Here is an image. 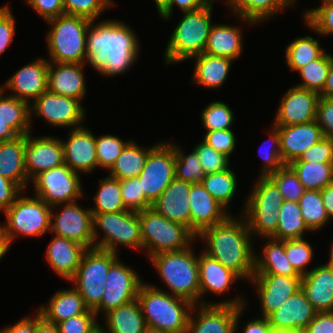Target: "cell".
<instances>
[{"mask_svg": "<svg viewBox=\"0 0 333 333\" xmlns=\"http://www.w3.org/2000/svg\"><path fill=\"white\" fill-rule=\"evenodd\" d=\"M276 232L271 236L278 240L302 239L309 229L303 221L298 202L284 200L279 211Z\"/></svg>", "mask_w": 333, "mask_h": 333, "instance_id": "cell-38", "label": "cell"}, {"mask_svg": "<svg viewBox=\"0 0 333 333\" xmlns=\"http://www.w3.org/2000/svg\"><path fill=\"white\" fill-rule=\"evenodd\" d=\"M149 259L171 290V295L200 305L198 257L191 246L180 251L162 252Z\"/></svg>", "mask_w": 333, "mask_h": 333, "instance_id": "cell-4", "label": "cell"}, {"mask_svg": "<svg viewBox=\"0 0 333 333\" xmlns=\"http://www.w3.org/2000/svg\"><path fill=\"white\" fill-rule=\"evenodd\" d=\"M202 141L229 158L236 147V137L231 129L207 131Z\"/></svg>", "mask_w": 333, "mask_h": 333, "instance_id": "cell-59", "label": "cell"}, {"mask_svg": "<svg viewBox=\"0 0 333 333\" xmlns=\"http://www.w3.org/2000/svg\"><path fill=\"white\" fill-rule=\"evenodd\" d=\"M230 7L249 26L263 22L285 8L279 0H235Z\"/></svg>", "mask_w": 333, "mask_h": 333, "instance_id": "cell-40", "label": "cell"}, {"mask_svg": "<svg viewBox=\"0 0 333 333\" xmlns=\"http://www.w3.org/2000/svg\"><path fill=\"white\" fill-rule=\"evenodd\" d=\"M298 204L303 221L311 232L322 229L330 220L320 190H305Z\"/></svg>", "mask_w": 333, "mask_h": 333, "instance_id": "cell-43", "label": "cell"}, {"mask_svg": "<svg viewBox=\"0 0 333 333\" xmlns=\"http://www.w3.org/2000/svg\"><path fill=\"white\" fill-rule=\"evenodd\" d=\"M19 135L5 122H0V142L9 141L17 138Z\"/></svg>", "mask_w": 333, "mask_h": 333, "instance_id": "cell-72", "label": "cell"}, {"mask_svg": "<svg viewBox=\"0 0 333 333\" xmlns=\"http://www.w3.org/2000/svg\"><path fill=\"white\" fill-rule=\"evenodd\" d=\"M275 127L279 130L281 158L285 165L298 159L303 152L324 138L317 120L304 124Z\"/></svg>", "mask_w": 333, "mask_h": 333, "instance_id": "cell-25", "label": "cell"}, {"mask_svg": "<svg viewBox=\"0 0 333 333\" xmlns=\"http://www.w3.org/2000/svg\"><path fill=\"white\" fill-rule=\"evenodd\" d=\"M169 143L175 149V178L191 184L201 183L206 173L195 148L190 154L184 155L183 149L179 148L175 143Z\"/></svg>", "mask_w": 333, "mask_h": 333, "instance_id": "cell-47", "label": "cell"}, {"mask_svg": "<svg viewBox=\"0 0 333 333\" xmlns=\"http://www.w3.org/2000/svg\"><path fill=\"white\" fill-rule=\"evenodd\" d=\"M59 206L64 207L58 214H54L52 208L50 232L73 240L86 249L95 248L91 210L81 208L76 201Z\"/></svg>", "mask_w": 333, "mask_h": 333, "instance_id": "cell-15", "label": "cell"}, {"mask_svg": "<svg viewBox=\"0 0 333 333\" xmlns=\"http://www.w3.org/2000/svg\"><path fill=\"white\" fill-rule=\"evenodd\" d=\"M320 192L327 215L331 220L333 218V182L320 190Z\"/></svg>", "mask_w": 333, "mask_h": 333, "instance_id": "cell-69", "label": "cell"}, {"mask_svg": "<svg viewBox=\"0 0 333 333\" xmlns=\"http://www.w3.org/2000/svg\"><path fill=\"white\" fill-rule=\"evenodd\" d=\"M22 193V190L12 181L0 175V210L5 212Z\"/></svg>", "mask_w": 333, "mask_h": 333, "instance_id": "cell-65", "label": "cell"}, {"mask_svg": "<svg viewBox=\"0 0 333 333\" xmlns=\"http://www.w3.org/2000/svg\"><path fill=\"white\" fill-rule=\"evenodd\" d=\"M117 259V253L99 248L86 249L83 253L79 267L69 281L74 282V288L90 310L100 304L110 266Z\"/></svg>", "mask_w": 333, "mask_h": 333, "instance_id": "cell-9", "label": "cell"}, {"mask_svg": "<svg viewBox=\"0 0 333 333\" xmlns=\"http://www.w3.org/2000/svg\"><path fill=\"white\" fill-rule=\"evenodd\" d=\"M318 125L324 137L333 139V98L320 97L317 105Z\"/></svg>", "mask_w": 333, "mask_h": 333, "instance_id": "cell-62", "label": "cell"}, {"mask_svg": "<svg viewBox=\"0 0 333 333\" xmlns=\"http://www.w3.org/2000/svg\"><path fill=\"white\" fill-rule=\"evenodd\" d=\"M64 14L80 16L95 21L106 9L113 6L112 0H63Z\"/></svg>", "mask_w": 333, "mask_h": 333, "instance_id": "cell-55", "label": "cell"}, {"mask_svg": "<svg viewBox=\"0 0 333 333\" xmlns=\"http://www.w3.org/2000/svg\"><path fill=\"white\" fill-rule=\"evenodd\" d=\"M102 325L97 326L91 333H107Z\"/></svg>", "mask_w": 333, "mask_h": 333, "instance_id": "cell-76", "label": "cell"}, {"mask_svg": "<svg viewBox=\"0 0 333 333\" xmlns=\"http://www.w3.org/2000/svg\"><path fill=\"white\" fill-rule=\"evenodd\" d=\"M94 23L91 21L86 34V63L108 77L127 72L140 52L133 29L118 20Z\"/></svg>", "mask_w": 333, "mask_h": 333, "instance_id": "cell-1", "label": "cell"}, {"mask_svg": "<svg viewBox=\"0 0 333 333\" xmlns=\"http://www.w3.org/2000/svg\"><path fill=\"white\" fill-rule=\"evenodd\" d=\"M85 64L49 62L48 91L81 99L86 95Z\"/></svg>", "mask_w": 333, "mask_h": 333, "instance_id": "cell-27", "label": "cell"}, {"mask_svg": "<svg viewBox=\"0 0 333 333\" xmlns=\"http://www.w3.org/2000/svg\"><path fill=\"white\" fill-rule=\"evenodd\" d=\"M64 164L73 172L91 173L98 167L96 141L90 129L72 128L67 141H62Z\"/></svg>", "mask_w": 333, "mask_h": 333, "instance_id": "cell-21", "label": "cell"}, {"mask_svg": "<svg viewBox=\"0 0 333 333\" xmlns=\"http://www.w3.org/2000/svg\"><path fill=\"white\" fill-rule=\"evenodd\" d=\"M271 333H304V331H288V330L272 329Z\"/></svg>", "mask_w": 333, "mask_h": 333, "instance_id": "cell-74", "label": "cell"}, {"mask_svg": "<svg viewBox=\"0 0 333 333\" xmlns=\"http://www.w3.org/2000/svg\"><path fill=\"white\" fill-rule=\"evenodd\" d=\"M301 289L317 312L333 311V267L317 265L302 276Z\"/></svg>", "mask_w": 333, "mask_h": 333, "instance_id": "cell-28", "label": "cell"}, {"mask_svg": "<svg viewBox=\"0 0 333 333\" xmlns=\"http://www.w3.org/2000/svg\"><path fill=\"white\" fill-rule=\"evenodd\" d=\"M24 158L29 181L43 171L63 165L64 155L61 139L51 136L32 138L31 132L28 133L24 147Z\"/></svg>", "mask_w": 333, "mask_h": 333, "instance_id": "cell-20", "label": "cell"}, {"mask_svg": "<svg viewBox=\"0 0 333 333\" xmlns=\"http://www.w3.org/2000/svg\"><path fill=\"white\" fill-rule=\"evenodd\" d=\"M201 119L206 131L229 130L234 121V114L226 103L214 101L201 112Z\"/></svg>", "mask_w": 333, "mask_h": 333, "instance_id": "cell-49", "label": "cell"}, {"mask_svg": "<svg viewBox=\"0 0 333 333\" xmlns=\"http://www.w3.org/2000/svg\"><path fill=\"white\" fill-rule=\"evenodd\" d=\"M256 182L245 201L244 209L280 211L284 198L278 187L268 177L259 176Z\"/></svg>", "mask_w": 333, "mask_h": 333, "instance_id": "cell-41", "label": "cell"}, {"mask_svg": "<svg viewBox=\"0 0 333 333\" xmlns=\"http://www.w3.org/2000/svg\"><path fill=\"white\" fill-rule=\"evenodd\" d=\"M190 189L191 183L175 178L152 203L151 208L166 219L190 229Z\"/></svg>", "mask_w": 333, "mask_h": 333, "instance_id": "cell-26", "label": "cell"}, {"mask_svg": "<svg viewBox=\"0 0 333 333\" xmlns=\"http://www.w3.org/2000/svg\"><path fill=\"white\" fill-rule=\"evenodd\" d=\"M285 254L291 265L301 275H306L309 271L306 266L312 261L313 249L305 239L284 240Z\"/></svg>", "mask_w": 333, "mask_h": 333, "instance_id": "cell-53", "label": "cell"}, {"mask_svg": "<svg viewBox=\"0 0 333 333\" xmlns=\"http://www.w3.org/2000/svg\"><path fill=\"white\" fill-rule=\"evenodd\" d=\"M197 307L196 317L190 312L186 333H236L245 306L198 304Z\"/></svg>", "mask_w": 333, "mask_h": 333, "instance_id": "cell-16", "label": "cell"}, {"mask_svg": "<svg viewBox=\"0 0 333 333\" xmlns=\"http://www.w3.org/2000/svg\"><path fill=\"white\" fill-rule=\"evenodd\" d=\"M42 317L39 311L31 318L26 316L15 324L4 327L0 333H34L37 321Z\"/></svg>", "mask_w": 333, "mask_h": 333, "instance_id": "cell-67", "label": "cell"}, {"mask_svg": "<svg viewBox=\"0 0 333 333\" xmlns=\"http://www.w3.org/2000/svg\"><path fill=\"white\" fill-rule=\"evenodd\" d=\"M93 214V236L95 248L117 253V245L142 248L141 224L139 212L120 211ZM98 229L104 232L103 238L98 239Z\"/></svg>", "mask_w": 333, "mask_h": 333, "instance_id": "cell-8", "label": "cell"}, {"mask_svg": "<svg viewBox=\"0 0 333 333\" xmlns=\"http://www.w3.org/2000/svg\"><path fill=\"white\" fill-rule=\"evenodd\" d=\"M48 67L47 59H36L19 69L1 88L10 89L12 96L30 103L48 91Z\"/></svg>", "mask_w": 333, "mask_h": 333, "instance_id": "cell-23", "label": "cell"}, {"mask_svg": "<svg viewBox=\"0 0 333 333\" xmlns=\"http://www.w3.org/2000/svg\"><path fill=\"white\" fill-rule=\"evenodd\" d=\"M199 267V287H200V304H232L238 307L245 306V300L240 297L235 299L224 300L216 303L204 302L202 295L206 292H211L214 295H221L228 292L231 284L241 278L232 270L226 268L218 260L210 257L204 251L198 257ZM203 300V301H202Z\"/></svg>", "mask_w": 333, "mask_h": 333, "instance_id": "cell-18", "label": "cell"}, {"mask_svg": "<svg viewBox=\"0 0 333 333\" xmlns=\"http://www.w3.org/2000/svg\"><path fill=\"white\" fill-rule=\"evenodd\" d=\"M208 3V0H166L158 9V12L161 18L168 20L173 13V6L175 4L182 12H193L201 9Z\"/></svg>", "mask_w": 333, "mask_h": 333, "instance_id": "cell-64", "label": "cell"}, {"mask_svg": "<svg viewBox=\"0 0 333 333\" xmlns=\"http://www.w3.org/2000/svg\"><path fill=\"white\" fill-rule=\"evenodd\" d=\"M320 94L294 86L286 91L274 120V126H290L309 123L317 118Z\"/></svg>", "mask_w": 333, "mask_h": 333, "instance_id": "cell-17", "label": "cell"}, {"mask_svg": "<svg viewBox=\"0 0 333 333\" xmlns=\"http://www.w3.org/2000/svg\"><path fill=\"white\" fill-rule=\"evenodd\" d=\"M85 250L81 244L55 235L48 244L46 261L61 278L70 280L77 271Z\"/></svg>", "mask_w": 333, "mask_h": 333, "instance_id": "cell-29", "label": "cell"}, {"mask_svg": "<svg viewBox=\"0 0 333 333\" xmlns=\"http://www.w3.org/2000/svg\"><path fill=\"white\" fill-rule=\"evenodd\" d=\"M157 10L166 2V0H154Z\"/></svg>", "mask_w": 333, "mask_h": 333, "instance_id": "cell-79", "label": "cell"}, {"mask_svg": "<svg viewBox=\"0 0 333 333\" xmlns=\"http://www.w3.org/2000/svg\"><path fill=\"white\" fill-rule=\"evenodd\" d=\"M26 135L0 142V175L15 183L22 191L28 185L24 147Z\"/></svg>", "mask_w": 333, "mask_h": 333, "instance_id": "cell-30", "label": "cell"}, {"mask_svg": "<svg viewBox=\"0 0 333 333\" xmlns=\"http://www.w3.org/2000/svg\"><path fill=\"white\" fill-rule=\"evenodd\" d=\"M194 148L206 174L222 172L229 169V157L216 151L205 142L201 141Z\"/></svg>", "mask_w": 333, "mask_h": 333, "instance_id": "cell-56", "label": "cell"}, {"mask_svg": "<svg viewBox=\"0 0 333 333\" xmlns=\"http://www.w3.org/2000/svg\"><path fill=\"white\" fill-rule=\"evenodd\" d=\"M138 178L145 198L152 204L175 179V149L160 142L149 152Z\"/></svg>", "mask_w": 333, "mask_h": 333, "instance_id": "cell-12", "label": "cell"}, {"mask_svg": "<svg viewBox=\"0 0 333 333\" xmlns=\"http://www.w3.org/2000/svg\"><path fill=\"white\" fill-rule=\"evenodd\" d=\"M34 333H60L56 324L46 321L41 317L36 324Z\"/></svg>", "mask_w": 333, "mask_h": 333, "instance_id": "cell-70", "label": "cell"}, {"mask_svg": "<svg viewBox=\"0 0 333 333\" xmlns=\"http://www.w3.org/2000/svg\"><path fill=\"white\" fill-rule=\"evenodd\" d=\"M22 195V196H21ZM52 207L37 196L20 194L4 212L6 231L12 244L18 234L40 237L51 229Z\"/></svg>", "mask_w": 333, "mask_h": 333, "instance_id": "cell-10", "label": "cell"}, {"mask_svg": "<svg viewBox=\"0 0 333 333\" xmlns=\"http://www.w3.org/2000/svg\"><path fill=\"white\" fill-rule=\"evenodd\" d=\"M268 240L263 254L255 255L254 274H274L282 276H301L291 265L285 254L284 240L265 237Z\"/></svg>", "mask_w": 333, "mask_h": 333, "instance_id": "cell-33", "label": "cell"}, {"mask_svg": "<svg viewBox=\"0 0 333 333\" xmlns=\"http://www.w3.org/2000/svg\"><path fill=\"white\" fill-rule=\"evenodd\" d=\"M79 175L66 164L43 171L31 180L35 196L52 208L77 201L83 197Z\"/></svg>", "mask_w": 333, "mask_h": 333, "instance_id": "cell-11", "label": "cell"}, {"mask_svg": "<svg viewBox=\"0 0 333 333\" xmlns=\"http://www.w3.org/2000/svg\"><path fill=\"white\" fill-rule=\"evenodd\" d=\"M235 0H227L226 3L230 6Z\"/></svg>", "mask_w": 333, "mask_h": 333, "instance_id": "cell-80", "label": "cell"}, {"mask_svg": "<svg viewBox=\"0 0 333 333\" xmlns=\"http://www.w3.org/2000/svg\"><path fill=\"white\" fill-rule=\"evenodd\" d=\"M243 217V218H242ZM225 221L203 230L197 237L205 241L203 251L218 260L241 279L250 280L254 275L255 253L252 238L244 216Z\"/></svg>", "mask_w": 333, "mask_h": 333, "instance_id": "cell-2", "label": "cell"}, {"mask_svg": "<svg viewBox=\"0 0 333 333\" xmlns=\"http://www.w3.org/2000/svg\"><path fill=\"white\" fill-rule=\"evenodd\" d=\"M195 60L192 82L206 88H218L225 82L233 59L213 56L205 52L192 57Z\"/></svg>", "mask_w": 333, "mask_h": 333, "instance_id": "cell-34", "label": "cell"}, {"mask_svg": "<svg viewBox=\"0 0 333 333\" xmlns=\"http://www.w3.org/2000/svg\"><path fill=\"white\" fill-rule=\"evenodd\" d=\"M120 187L122 201L127 210L141 212L152 206L144 196L138 177L120 180Z\"/></svg>", "mask_w": 333, "mask_h": 333, "instance_id": "cell-54", "label": "cell"}, {"mask_svg": "<svg viewBox=\"0 0 333 333\" xmlns=\"http://www.w3.org/2000/svg\"><path fill=\"white\" fill-rule=\"evenodd\" d=\"M142 284L135 270L117 259L107 274L103 298L93 311L98 316L100 312L106 314L112 309L134 301Z\"/></svg>", "mask_w": 333, "mask_h": 333, "instance_id": "cell-13", "label": "cell"}, {"mask_svg": "<svg viewBox=\"0 0 333 333\" xmlns=\"http://www.w3.org/2000/svg\"><path fill=\"white\" fill-rule=\"evenodd\" d=\"M139 218L143 249L148 251L149 258L186 249L197 238L188 227L166 219L151 207L139 212Z\"/></svg>", "mask_w": 333, "mask_h": 333, "instance_id": "cell-7", "label": "cell"}, {"mask_svg": "<svg viewBox=\"0 0 333 333\" xmlns=\"http://www.w3.org/2000/svg\"><path fill=\"white\" fill-rule=\"evenodd\" d=\"M316 314L317 311L300 289L267 318L272 329L304 331Z\"/></svg>", "mask_w": 333, "mask_h": 333, "instance_id": "cell-24", "label": "cell"}, {"mask_svg": "<svg viewBox=\"0 0 333 333\" xmlns=\"http://www.w3.org/2000/svg\"><path fill=\"white\" fill-rule=\"evenodd\" d=\"M267 177L278 187L284 200L298 202L305 191L297 174L289 165L283 166Z\"/></svg>", "mask_w": 333, "mask_h": 333, "instance_id": "cell-50", "label": "cell"}, {"mask_svg": "<svg viewBox=\"0 0 333 333\" xmlns=\"http://www.w3.org/2000/svg\"><path fill=\"white\" fill-rule=\"evenodd\" d=\"M88 310L81 294L73 287L57 291L50 298L47 306H41L38 309L46 321L56 325L70 317L85 314Z\"/></svg>", "mask_w": 333, "mask_h": 333, "instance_id": "cell-31", "label": "cell"}, {"mask_svg": "<svg viewBox=\"0 0 333 333\" xmlns=\"http://www.w3.org/2000/svg\"><path fill=\"white\" fill-rule=\"evenodd\" d=\"M94 196L95 207L89 208L92 213L120 212L127 210L122 201L120 180L108 176L99 182Z\"/></svg>", "mask_w": 333, "mask_h": 333, "instance_id": "cell-44", "label": "cell"}, {"mask_svg": "<svg viewBox=\"0 0 333 333\" xmlns=\"http://www.w3.org/2000/svg\"><path fill=\"white\" fill-rule=\"evenodd\" d=\"M329 257H330L329 262L326 263V264L333 267V242H332V245H331V248H330Z\"/></svg>", "mask_w": 333, "mask_h": 333, "instance_id": "cell-77", "label": "cell"}, {"mask_svg": "<svg viewBox=\"0 0 333 333\" xmlns=\"http://www.w3.org/2000/svg\"><path fill=\"white\" fill-rule=\"evenodd\" d=\"M237 177L229 168L222 172L206 174L201 184L226 209L237 189Z\"/></svg>", "mask_w": 333, "mask_h": 333, "instance_id": "cell-45", "label": "cell"}, {"mask_svg": "<svg viewBox=\"0 0 333 333\" xmlns=\"http://www.w3.org/2000/svg\"><path fill=\"white\" fill-rule=\"evenodd\" d=\"M144 333H167V332H164V331H160V330H156V329H152V328L147 327Z\"/></svg>", "mask_w": 333, "mask_h": 333, "instance_id": "cell-78", "label": "cell"}, {"mask_svg": "<svg viewBox=\"0 0 333 333\" xmlns=\"http://www.w3.org/2000/svg\"><path fill=\"white\" fill-rule=\"evenodd\" d=\"M156 146L142 148L130 141L109 169V176L123 180L138 177L143 170L149 152Z\"/></svg>", "mask_w": 333, "mask_h": 333, "instance_id": "cell-37", "label": "cell"}, {"mask_svg": "<svg viewBox=\"0 0 333 333\" xmlns=\"http://www.w3.org/2000/svg\"><path fill=\"white\" fill-rule=\"evenodd\" d=\"M242 38L239 26L213 24L204 52L213 56L235 60L243 52Z\"/></svg>", "mask_w": 333, "mask_h": 333, "instance_id": "cell-32", "label": "cell"}, {"mask_svg": "<svg viewBox=\"0 0 333 333\" xmlns=\"http://www.w3.org/2000/svg\"><path fill=\"white\" fill-rule=\"evenodd\" d=\"M245 210V211H244ZM245 217L251 235L261 238L271 237L278 227L279 211L269 209H244Z\"/></svg>", "mask_w": 333, "mask_h": 333, "instance_id": "cell-48", "label": "cell"}, {"mask_svg": "<svg viewBox=\"0 0 333 333\" xmlns=\"http://www.w3.org/2000/svg\"><path fill=\"white\" fill-rule=\"evenodd\" d=\"M289 166L297 174L305 190H322L333 182V163L292 161Z\"/></svg>", "mask_w": 333, "mask_h": 333, "instance_id": "cell-39", "label": "cell"}, {"mask_svg": "<svg viewBox=\"0 0 333 333\" xmlns=\"http://www.w3.org/2000/svg\"><path fill=\"white\" fill-rule=\"evenodd\" d=\"M304 333H333V311L317 312L305 328Z\"/></svg>", "mask_w": 333, "mask_h": 333, "instance_id": "cell-66", "label": "cell"}, {"mask_svg": "<svg viewBox=\"0 0 333 333\" xmlns=\"http://www.w3.org/2000/svg\"><path fill=\"white\" fill-rule=\"evenodd\" d=\"M294 161L333 163V139L324 137L303 152L299 158Z\"/></svg>", "mask_w": 333, "mask_h": 333, "instance_id": "cell-60", "label": "cell"}, {"mask_svg": "<svg viewBox=\"0 0 333 333\" xmlns=\"http://www.w3.org/2000/svg\"><path fill=\"white\" fill-rule=\"evenodd\" d=\"M49 62L86 64V34L91 21L74 15H61L46 21ZM85 58V59H84Z\"/></svg>", "mask_w": 333, "mask_h": 333, "instance_id": "cell-6", "label": "cell"}, {"mask_svg": "<svg viewBox=\"0 0 333 333\" xmlns=\"http://www.w3.org/2000/svg\"><path fill=\"white\" fill-rule=\"evenodd\" d=\"M98 166L110 169L130 141L123 142L111 134L95 137Z\"/></svg>", "mask_w": 333, "mask_h": 333, "instance_id": "cell-52", "label": "cell"}, {"mask_svg": "<svg viewBox=\"0 0 333 333\" xmlns=\"http://www.w3.org/2000/svg\"><path fill=\"white\" fill-rule=\"evenodd\" d=\"M137 300L147 327L167 333H186L190 312L197 308L190 301L148 283L141 285Z\"/></svg>", "mask_w": 333, "mask_h": 333, "instance_id": "cell-3", "label": "cell"}, {"mask_svg": "<svg viewBox=\"0 0 333 333\" xmlns=\"http://www.w3.org/2000/svg\"><path fill=\"white\" fill-rule=\"evenodd\" d=\"M212 3L193 12H183V18L168 41L164 57L166 65L189 60L205 51L211 23Z\"/></svg>", "mask_w": 333, "mask_h": 333, "instance_id": "cell-5", "label": "cell"}, {"mask_svg": "<svg viewBox=\"0 0 333 333\" xmlns=\"http://www.w3.org/2000/svg\"><path fill=\"white\" fill-rule=\"evenodd\" d=\"M321 6L304 13L305 24L319 35L333 34V0H321Z\"/></svg>", "mask_w": 333, "mask_h": 333, "instance_id": "cell-51", "label": "cell"}, {"mask_svg": "<svg viewBox=\"0 0 333 333\" xmlns=\"http://www.w3.org/2000/svg\"><path fill=\"white\" fill-rule=\"evenodd\" d=\"M190 230L198 236L206 228L225 221L231 213L215 200L201 183L191 184Z\"/></svg>", "mask_w": 333, "mask_h": 333, "instance_id": "cell-22", "label": "cell"}, {"mask_svg": "<svg viewBox=\"0 0 333 333\" xmlns=\"http://www.w3.org/2000/svg\"><path fill=\"white\" fill-rule=\"evenodd\" d=\"M243 333H271L272 327L268 318L259 317L246 323Z\"/></svg>", "mask_w": 333, "mask_h": 333, "instance_id": "cell-68", "label": "cell"}, {"mask_svg": "<svg viewBox=\"0 0 333 333\" xmlns=\"http://www.w3.org/2000/svg\"><path fill=\"white\" fill-rule=\"evenodd\" d=\"M96 318V313L89 309L85 314L59 322L57 326L60 333H91L100 325Z\"/></svg>", "mask_w": 333, "mask_h": 333, "instance_id": "cell-58", "label": "cell"}, {"mask_svg": "<svg viewBox=\"0 0 333 333\" xmlns=\"http://www.w3.org/2000/svg\"><path fill=\"white\" fill-rule=\"evenodd\" d=\"M322 98H333V61L330 65L327 79L323 88V91L320 93Z\"/></svg>", "mask_w": 333, "mask_h": 333, "instance_id": "cell-71", "label": "cell"}, {"mask_svg": "<svg viewBox=\"0 0 333 333\" xmlns=\"http://www.w3.org/2000/svg\"><path fill=\"white\" fill-rule=\"evenodd\" d=\"M249 281L257 284V295L262 307L261 317L267 318L301 289L302 276L254 274Z\"/></svg>", "mask_w": 333, "mask_h": 333, "instance_id": "cell-19", "label": "cell"}, {"mask_svg": "<svg viewBox=\"0 0 333 333\" xmlns=\"http://www.w3.org/2000/svg\"><path fill=\"white\" fill-rule=\"evenodd\" d=\"M270 131L269 144L271 143V146L264 148L261 156L264 159V167L260 176L263 177H267L285 166V163L281 158L279 130L273 125V129Z\"/></svg>", "mask_w": 333, "mask_h": 333, "instance_id": "cell-57", "label": "cell"}, {"mask_svg": "<svg viewBox=\"0 0 333 333\" xmlns=\"http://www.w3.org/2000/svg\"><path fill=\"white\" fill-rule=\"evenodd\" d=\"M285 7L294 5L296 0H279Z\"/></svg>", "mask_w": 333, "mask_h": 333, "instance_id": "cell-75", "label": "cell"}, {"mask_svg": "<svg viewBox=\"0 0 333 333\" xmlns=\"http://www.w3.org/2000/svg\"><path fill=\"white\" fill-rule=\"evenodd\" d=\"M33 103V104H31ZM30 103V114L43 117L48 124L58 127H81L85 108L81 101L46 91Z\"/></svg>", "mask_w": 333, "mask_h": 333, "instance_id": "cell-14", "label": "cell"}, {"mask_svg": "<svg viewBox=\"0 0 333 333\" xmlns=\"http://www.w3.org/2000/svg\"><path fill=\"white\" fill-rule=\"evenodd\" d=\"M107 333H144L147 325L137 299L106 314Z\"/></svg>", "mask_w": 333, "mask_h": 333, "instance_id": "cell-35", "label": "cell"}, {"mask_svg": "<svg viewBox=\"0 0 333 333\" xmlns=\"http://www.w3.org/2000/svg\"><path fill=\"white\" fill-rule=\"evenodd\" d=\"M11 12L7 5L0 7V55L13 42L16 21Z\"/></svg>", "mask_w": 333, "mask_h": 333, "instance_id": "cell-61", "label": "cell"}, {"mask_svg": "<svg viewBox=\"0 0 333 333\" xmlns=\"http://www.w3.org/2000/svg\"><path fill=\"white\" fill-rule=\"evenodd\" d=\"M332 61L333 55L325 52L320 58L301 67L297 72L301 75L303 82L295 86L320 94L323 91Z\"/></svg>", "mask_w": 333, "mask_h": 333, "instance_id": "cell-46", "label": "cell"}, {"mask_svg": "<svg viewBox=\"0 0 333 333\" xmlns=\"http://www.w3.org/2000/svg\"><path fill=\"white\" fill-rule=\"evenodd\" d=\"M26 3L45 21L64 15L63 0H28Z\"/></svg>", "mask_w": 333, "mask_h": 333, "instance_id": "cell-63", "label": "cell"}, {"mask_svg": "<svg viewBox=\"0 0 333 333\" xmlns=\"http://www.w3.org/2000/svg\"><path fill=\"white\" fill-rule=\"evenodd\" d=\"M3 92L0 88V122L7 123L19 136L27 135L31 132L30 103Z\"/></svg>", "mask_w": 333, "mask_h": 333, "instance_id": "cell-36", "label": "cell"}, {"mask_svg": "<svg viewBox=\"0 0 333 333\" xmlns=\"http://www.w3.org/2000/svg\"><path fill=\"white\" fill-rule=\"evenodd\" d=\"M11 243L8 238L5 224L0 226V259L3 258L4 254L8 251Z\"/></svg>", "mask_w": 333, "mask_h": 333, "instance_id": "cell-73", "label": "cell"}, {"mask_svg": "<svg viewBox=\"0 0 333 333\" xmlns=\"http://www.w3.org/2000/svg\"><path fill=\"white\" fill-rule=\"evenodd\" d=\"M285 53L286 65L291 70L298 71L311 61L320 58L325 53V50L320 47L318 40L308 35L291 42L286 47Z\"/></svg>", "mask_w": 333, "mask_h": 333, "instance_id": "cell-42", "label": "cell"}]
</instances>
